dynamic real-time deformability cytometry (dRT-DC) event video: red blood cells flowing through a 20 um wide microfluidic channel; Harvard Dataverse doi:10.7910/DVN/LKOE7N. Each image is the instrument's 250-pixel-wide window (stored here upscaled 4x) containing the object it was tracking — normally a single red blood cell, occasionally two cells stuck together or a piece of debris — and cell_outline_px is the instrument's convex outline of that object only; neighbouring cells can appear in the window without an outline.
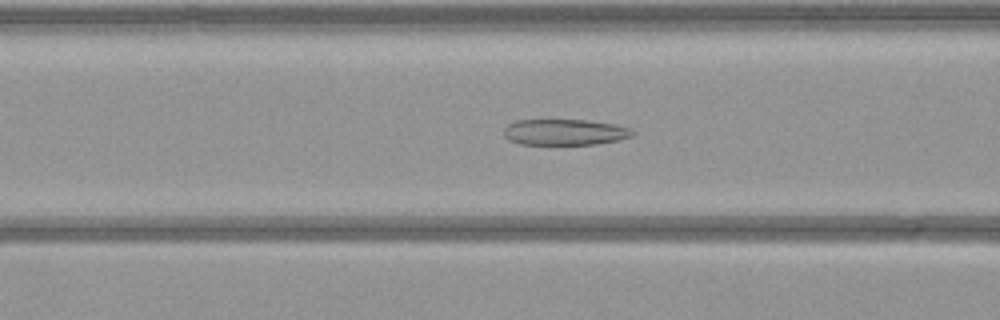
{"species": "common noctule bat (a hibernating species)", "species_latin": "Nyctalus noctula", "temperature_condition": "warm", "stored_images_in_passage": 53, "camera_frame_rate_fps": 3000, "um_per_image_px": 0.085, "animal": {"sex": "female", "body_mass_g": 21.9}, "frame": {"image": 1, "passage_image": 20, "time_ms": 6.333, "image_size_px": [1000, 320], "cell_outline_px": [[636, 132], [632, 136], [616, 140], [596, 144], [520, 144], [508, 140], [504, 136], [504, 128], [508, 124], [516, 120], [588, 120], [616, 124], [628, 128]], "centroid_in_image_um": [47.98, 11.22], "position_along_channel_um": 118.6, "area_um2": 19.48}}
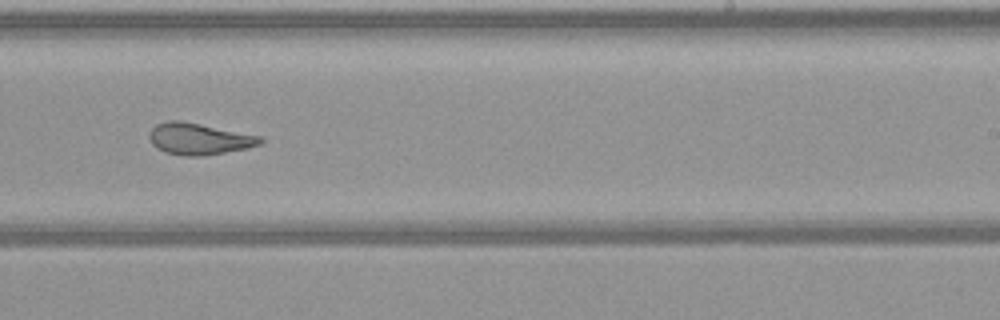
{"frame": {"image": 2, "passage_image": 32, "time_ms": 10.333, "image_size_px": [1000, 320], "cell_outline_px": [[264, 140], [260, 144], [248, 148], [204, 156], [184, 156], [164, 152], [156, 148], [152, 144], [148, 136], [152, 128], [156, 124], [168, 120], [180, 120], [260, 136]], "centroid_in_image_um": [16.88, 11.81], "position_along_channel_um": 272.1, "area_um2": 20.4}}
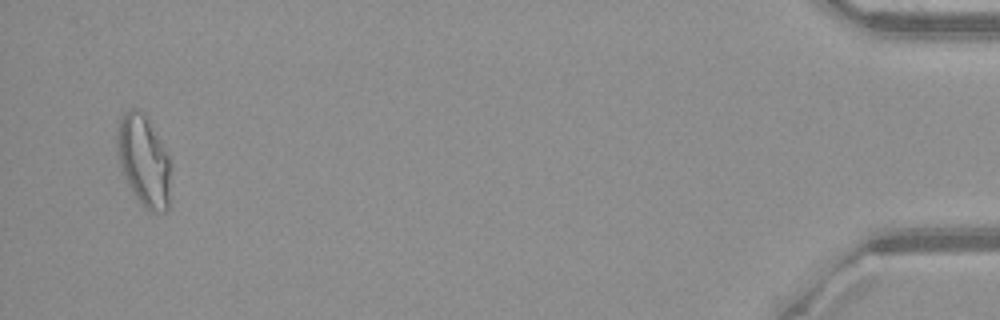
{"frame": {"image": 3, "passage_image": 51, "time_ms": 16.667, "image_size_px": [1000, 320], "cell_outline_px": [[168, 208], [164, 212], [152, 212], [144, 208], [132, 192], [128, 184], [120, 164], [116, 144], [116, 140], [120, 116], [128, 108], [140, 108], [148, 116], [168, 156]], "centroid_in_image_um": [12.18, 13.59], "position_along_channel_um": 423.0, "area_um2": 28.21}}